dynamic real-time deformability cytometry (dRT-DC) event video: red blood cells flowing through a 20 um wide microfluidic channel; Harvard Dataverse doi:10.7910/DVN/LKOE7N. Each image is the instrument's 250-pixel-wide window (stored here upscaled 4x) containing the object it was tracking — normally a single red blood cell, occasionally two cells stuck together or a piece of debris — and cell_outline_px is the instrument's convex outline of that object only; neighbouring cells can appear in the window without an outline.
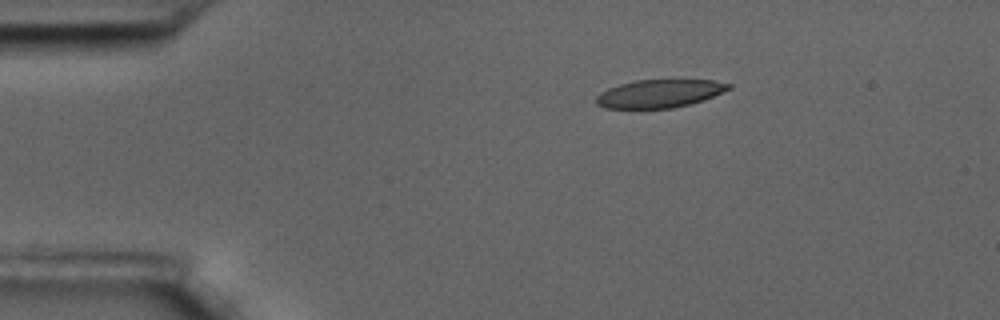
{"species": "common noctule bat (a hibernating species)", "species_latin": "Nyctalus noctula", "temperature_condition": "room temperature", "stored_images_in_passage": 49, "camera_frame_rate_fps": 3000, "um_per_image_px": 0.085, "animal": {"sex": "male", "body_mass_g": 17.5, "forearm_length_mm": 52.3}, "frame": {"image": 1, "passage_image": 1, "time_ms": 0.0, "image_size_px": [1000, 320], "cell_outline_px": [[732, 88], [704, 100], [672, 108], [604, 108], [596, 104], [596, 96], [600, 92], [608, 88], [620, 84], [636, 80], [712, 80], [732, 84]], "centroid_in_image_um": [56.05, 7.95], "position_along_channel_um": 28.9, "area_um2": 21.62}}
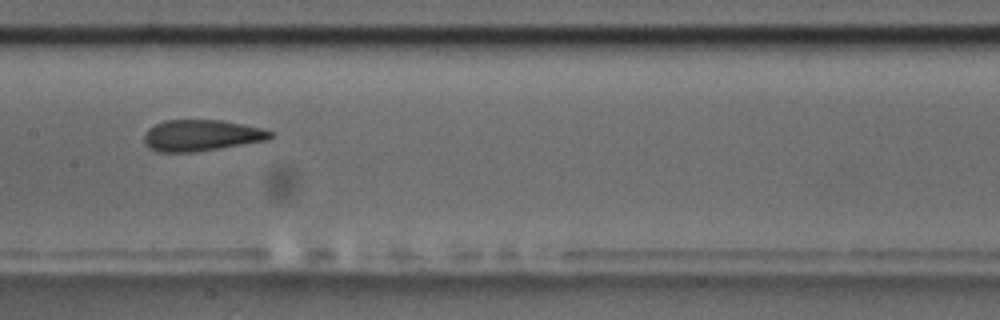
{"frame": {"image": 2, "passage_image": 20, "time_ms": 6.333, "image_size_px": [1000, 320], "cell_outline_px": [[272, 136], [268, 140], [220, 148], [192, 152], [160, 152], [148, 148], [144, 144], [144, 132], [148, 128], [164, 120], [220, 120], [244, 124], [264, 128], [272, 132]], "centroid_in_image_um": [17.1, 11.51], "position_along_channel_um": 190.3, "area_um2": 23.12}}
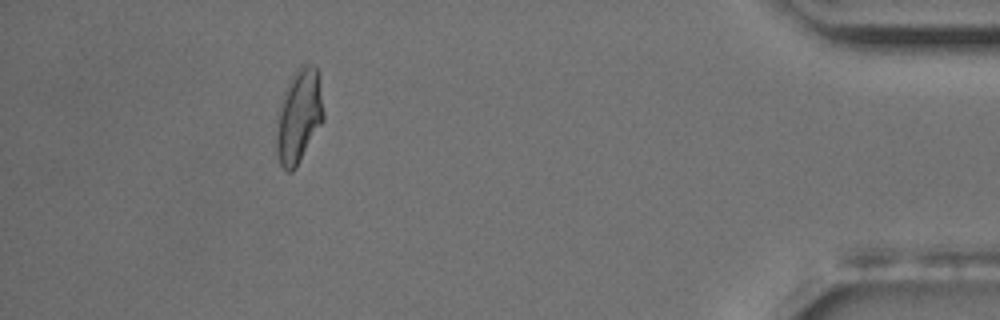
{"frame": {"image": 3, "passage_image": 44, "time_ms": 14.333, "image_size_px": [1000, 320], "cell_outline_px": [[324, 120], [296, 168], [292, 172], [288, 172], [280, 164], [276, 152], [276, 112], [284, 88], [292, 72], [304, 60], [316, 68], [324, 112]], "centroid_in_image_um": [25.36, 9.84], "position_along_channel_um": 409.8, "area_um2": 26.41}, "authors_computed_cell_mechanics": {"area_um2": 23.3512, "velocity_mm_per_s": 3.4361, "shape_relaxation_time_tau1_ms": 10.7703, "shape_relaxation_time_tau2_ms": 1.7614, "deformation_change_tau1": 0.222, "deformation_change_tau2": 0.096}}